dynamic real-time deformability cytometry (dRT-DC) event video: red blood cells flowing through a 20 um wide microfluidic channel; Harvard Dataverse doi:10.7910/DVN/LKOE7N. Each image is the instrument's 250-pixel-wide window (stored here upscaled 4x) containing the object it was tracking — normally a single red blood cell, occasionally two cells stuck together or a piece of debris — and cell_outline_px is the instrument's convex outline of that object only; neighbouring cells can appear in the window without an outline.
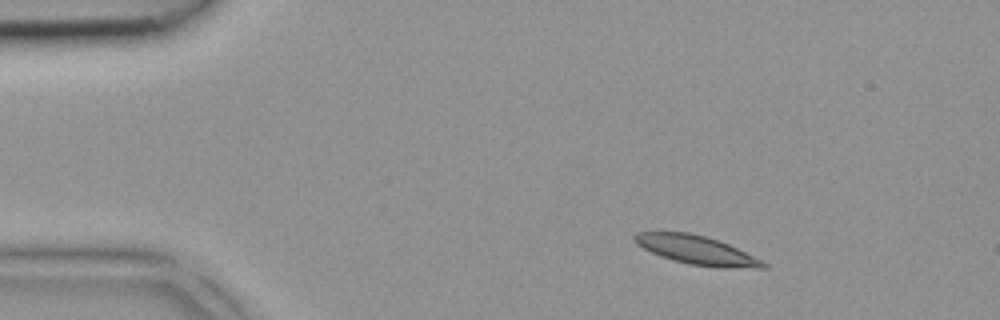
{"species": "common noctule bat (a hibernating species)", "species_latin": "Nyctalus noctula", "temperature_condition": "room temperature", "stored_images_in_passage": 8, "camera_frame_rate_fps": 3000, "um_per_image_px": 0.085, "animal": {"sex": "female", "body_mass_g": 18.4}, "frame": {"image": 1, "passage_image": 1, "time_ms": 0.0, "image_size_px": [1000, 320], "cell_outline_px": [[768, 268], [724, 268], [688, 264], [660, 256], [636, 244], [632, 240], [632, 236], [636, 232], [688, 232], [704, 236], [728, 244], [768, 264]], "centroid_in_image_um": [59.17, 21.26], "position_along_channel_um": 25.8, "area_um2": 21.33}}